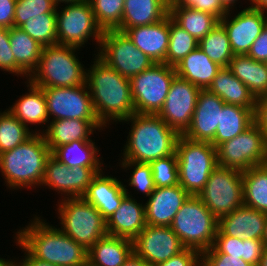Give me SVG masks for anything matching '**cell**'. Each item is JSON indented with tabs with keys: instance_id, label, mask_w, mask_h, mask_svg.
Wrapping results in <instances>:
<instances>
[{
	"instance_id": "1",
	"label": "cell",
	"mask_w": 267,
	"mask_h": 266,
	"mask_svg": "<svg viewBox=\"0 0 267 266\" xmlns=\"http://www.w3.org/2000/svg\"><path fill=\"white\" fill-rule=\"evenodd\" d=\"M86 70L88 86L95 114L104 126L121 122L135 113L130 79L123 77L97 55ZM111 120V121H110Z\"/></svg>"
},
{
	"instance_id": "2",
	"label": "cell",
	"mask_w": 267,
	"mask_h": 266,
	"mask_svg": "<svg viewBox=\"0 0 267 266\" xmlns=\"http://www.w3.org/2000/svg\"><path fill=\"white\" fill-rule=\"evenodd\" d=\"M40 218L34 216L29 225L16 232L17 246L55 266H87L88 250Z\"/></svg>"
},
{
	"instance_id": "3",
	"label": "cell",
	"mask_w": 267,
	"mask_h": 266,
	"mask_svg": "<svg viewBox=\"0 0 267 266\" xmlns=\"http://www.w3.org/2000/svg\"><path fill=\"white\" fill-rule=\"evenodd\" d=\"M131 122L122 161L150 163L176 152L180 134L158 115L134 113L121 121Z\"/></svg>"
},
{
	"instance_id": "4",
	"label": "cell",
	"mask_w": 267,
	"mask_h": 266,
	"mask_svg": "<svg viewBox=\"0 0 267 266\" xmlns=\"http://www.w3.org/2000/svg\"><path fill=\"white\" fill-rule=\"evenodd\" d=\"M51 155L42 133H34L25 142L0 154V170L10 189L41 186L45 163Z\"/></svg>"
},
{
	"instance_id": "5",
	"label": "cell",
	"mask_w": 267,
	"mask_h": 266,
	"mask_svg": "<svg viewBox=\"0 0 267 266\" xmlns=\"http://www.w3.org/2000/svg\"><path fill=\"white\" fill-rule=\"evenodd\" d=\"M80 48L49 45L42 48L37 68L28 78L40 87H75L86 83V69L75 52Z\"/></svg>"
},
{
	"instance_id": "6",
	"label": "cell",
	"mask_w": 267,
	"mask_h": 266,
	"mask_svg": "<svg viewBox=\"0 0 267 266\" xmlns=\"http://www.w3.org/2000/svg\"><path fill=\"white\" fill-rule=\"evenodd\" d=\"M179 185L198 196L218 167L217 151L210 142L192 141L180 135L176 143Z\"/></svg>"
},
{
	"instance_id": "7",
	"label": "cell",
	"mask_w": 267,
	"mask_h": 266,
	"mask_svg": "<svg viewBox=\"0 0 267 266\" xmlns=\"http://www.w3.org/2000/svg\"><path fill=\"white\" fill-rule=\"evenodd\" d=\"M170 228L186 248L202 253L213 246L218 219L198 196L190 195L174 216Z\"/></svg>"
},
{
	"instance_id": "8",
	"label": "cell",
	"mask_w": 267,
	"mask_h": 266,
	"mask_svg": "<svg viewBox=\"0 0 267 266\" xmlns=\"http://www.w3.org/2000/svg\"><path fill=\"white\" fill-rule=\"evenodd\" d=\"M63 198L57 208L61 230L89 250L97 240L108 234L106 220L83 197Z\"/></svg>"
},
{
	"instance_id": "9",
	"label": "cell",
	"mask_w": 267,
	"mask_h": 266,
	"mask_svg": "<svg viewBox=\"0 0 267 266\" xmlns=\"http://www.w3.org/2000/svg\"><path fill=\"white\" fill-rule=\"evenodd\" d=\"M175 76V67L165 63H154L133 76L130 83L135 113L157 115L164 105Z\"/></svg>"
},
{
	"instance_id": "10",
	"label": "cell",
	"mask_w": 267,
	"mask_h": 266,
	"mask_svg": "<svg viewBox=\"0 0 267 266\" xmlns=\"http://www.w3.org/2000/svg\"><path fill=\"white\" fill-rule=\"evenodd\" d=\"M242 171L218 166L198 197L219 219L244 205Z\"/></svg>"
},
{
	"instance_id": "11",
	"label": "cell",
	"mask_w": 267,
	"mask_h": 266,
	"mask_svg": "<svg viewBox=\"0 0 267 266\" xmlns=\"http://www.w3.org/2000/svg\"><path fill=\"white\" fill-rule=\"evenodd\" d=\"M56 9L57 44L81 48L90 37L100 46L103 30L96 22L89 0L67 4Z\"/></svg>"
},
{
	"instance_id": "12",
	"label": "cell",
	"mask_w": 267,
	"mask_h": 266,
	"mask_svg": "<svg viewBox=\"0 0 267 266\" xmlns=\"http://www.w3.org/2000/svg\"><path fill=\"white\" fill-rule=\"evenodd\" d=\"M218 166L246 171L267 164V145L260 127L254 122L233 139L216 147Z\"/></svg>"
},
{
	"instance_id": "13",
	"label": "cell",
	"mask_w": 267,
	"mask_h": 266,
	"mask_svg": "<svg viewBox=\"0 0 267 266\" xmlns=\"http://www.w3.org/2000/svg\"><path fill=\"white\" fill-rule=\"evenodd\" d=\"M98 48L97 56L128 79L154 64L124 32L118 30L104 31Z\"/></svg>"
},
{
	"instance_id": "14",
	"label": "cell",
	"mask_w": 267,
	"mask_h": 266,
	"mask_svg": "<svg viewBox=\"0 0 267 266\" xmlns=\"http://www.w3.org/2000/svg\"><path fill=\"white\" fill-rule=\"evenodd\" d=\"M42 89L47 101L49 121L52 117V120H98L86 83L75 87H46Z\"/></svg>"
},
{
	"instance_id": "15",
	"label": "cell",
	"mask_w": 267,
	"mask_h": 266,
	"mask_svg": "<svg viewBox=\"0 0 267 266\" xmlns=\"http://www.w3.org/2000/svg\"><path fill=\"white\" fill-rule=\"evenodd\" d=\"M200 88L175 76L162 109L157 114L169 127L182 135L190 126Z\"/></svg>"
},
{
	"instance_id": "16",
	"label": "cell",
	"mask_w": 267,
	"mask_h": 266,
	"mask_svg": "<svg viewBox=\"0 0 267 266\" xmlns=\"http://www.w3.org/2000/svg\"><path fill=\"white\" fill-rule=\"evenodd\" d=\"M186 247L170 226L146 225L133 240V251L150 266L176 256Z\"/></svg>"
},
{
	"instance_id": "17",
	"label": "cell",
	"mask_w": 267,
	"mask_h": 266,
	"mask_svg": "<svg viewBox=\"0 0 267 266\" xmlns=\"http://www.w3.org/2000/svg\"><path fill=\"white\" fill-rule=\"evenodd\" d=\"M230 15V11H228L219 22L227 31L231 50L234 55L247 54L252 43L266 26L267 14L260 9L249 6L237 15L235 14L233 18L231 17V20Z\"/></svg>"
},
{
	"instance_id": "18",
	"label": "cell",
	"mask_w": 267,
	"mask_h": 266,
	"mask_svg": "<svg viewBox=\"0 0 267 266\" xmlns=\"http://www.w3.org/2000/svg\"><path fill=\"white\" fill-rule=\"evenodd\" d=\"M96 174L89 167H67L51 154L45 163L41 186L59 191L58 194L61 192L66 198L83 197Z\"/></svg>"
},
{
	"instance_id": "19",
	"label": "cell",
	"mask_w": 267,
	"mask_h": 266,
	"mask_svg": "<svg viewBox=\"0 0 267 266\" xmlns=\"http://www.w3.org/2000/svg\"><path fill=\"white\" fill-rule=\"evenodd\" d=\"M225 102L208 89H201L187 130L182 134L192 141L211 142L220 124V112Z\"/></svg>"
},
{
	"instance_id": "20",
	"label": "cell",
	"mask_w": 267,
	"mask_h": 266,
	"mask_svg": "<svg viewBox=\"0 0 267 266\" xmlns=\"http://www.w3.org/2000/svg\"><path fill=\"white\" fill-rule=\"evenodd\" d=\"M189 196L179 184L155 188L145 203L147 225L170 226Z\"/></svg>"
},
{
	"instance_id": "21",
	"label": "cell",
	"mask_w": 267,
	"mask_h": 266,
	"mask_svg": "<svg viewBox=\"0 0 267 266\" xmlns=\"http://www.w3.org/2000/svg\"><path fill=\"white\" fill-rule=\"evenodd\" d=\"M124 33L154 63H165L169 38V14L161 21L126 29Z\"/></svg>"
},
{
	"instance_id": "22",
	"label": "cell",
	"mask_w": 267,
	"mask_h": 266,
	"mask_svg": "<svg viewBox=\"0 0 267 266\" xmlns=\"http://www.w3.org/2000/svg\"><path fill=\"white\" fill-rule=\"evenodd\" d=\"M267 214L242 206L218 219V229L226 236L262 240Z\"/></svg>"
},
{
	"instance_id": "23",
	"label": "cell",
	"mask_w": 267,
	"mask_h": 266,
	"mask_svg": "<svg viewBox=\"0 0 267 266\" xmlns=\"http://www.w3.org/2000/svg\"><path fill=\"white\" fill-rule=\"evenodd\" d=\"M102 173L104 174L101 171L93 177L83 198L107 220L119 208L122 200L128 194L122 181Z\"/></svg>"
},
{
	"instance_id": "24",
	"label": "cell",
	"mask_w": 267,
	"mask_h": 266,
	"mask_svg": "<svg viewBox=\"0 0 267 266\" xmlns=\"http://www.w3.org/2000/svg\"><path fill=\"white\" fill-rule=\"evenodd\" d=\"M122 200L119 208L106 220L107 233L112 236L134 240L145 228L146 213L145 204L137 203V200L128 193Z\"/></svg>"
},
{
	"instance_id": "25",
	"label": "cell",
	"mask_w": 267,
	"mask_h": 266,
	"mask_svg": "<svg viewBox=\"0 0 267 266\" xmlns=\"http://www.w3.org/2000/svg\"><path fill=\"white\" fill-rule=\"evenodd\" d=\"M49 122L46 130L37 133H42L51 153L57 147L75 140L93 141L89 138L93 131L104 127L99 120L59 119Z\"/></svg>"
},
{
	"instance_id": "26",
	"label": "cell",
	"mask_w": 267,
	"mask_h": 266,
	"mask_svg": "<svg viewBox=\"0 0 267 266\" xmlns=\"http://www.w3.org/2000/svg\"><path fill=\"white\" fill-rule=\"evenodd\" d=\"M168 14L169 0H125L118 31L155 24Z\"/></svg>"
},
{
	"instance_id": "27",
	"label": "cell",
	"mask_w": 267,
	"mask_h": 266,
	"mask_svg": "<svg viewBox=\"0 0 267 266\" xmlns=\"http://www.w3.org/2000/svg\"><path fill=\"white\" fill-rule=\"evenodd\" d=\"M133 252V241L107 234L87 253V266H121Z\"/></svg>"
},
{
	"instance_id": "28",
	"label": "cell",
	"mask_w": 267,
	"mask_h": 266,
	"mask_svg": "<svg viewBox=\"0 0 267 266\" xmlns=\"http://www.w3.org/2000/svg\"><path fill=\"white\" fill-rule=\"evenodd\" d=\"M222 67L214 63L199 47L175 66L176 75L200 89H208Z\"/></svg>"
},
{
	"instance_id": "29",
	"label": "cell",
	"mask_w": 267,
	"mask_h": 266,
	"mask_svg": "<svg viewBox=\"0 0 267 266\" xmlns=\"http://www.w3.org/2000/svg\"><path fill=\"white\" fill-rule=\"evenodd\" d=\"M211 93L216 94L225 103L255 109L256 98L249 88L242 83L228 67H222L208 87Z\"/></svg>"
},
{
	"instance_id": "30",
	"label": "cell",
	"mask_w": 267,
	"mask_h": 266,
	"mask_svg": "<svg viewBox=\"0 0 267 266\" xmlns=\"http://www.w3.org/2000/svg\"><path fill=\"white\" fill-rule=\"evenodd\" d=\"M9 41L15 58V75L28 78L38 66L43 46L15 26L9 28Z\"/></svg>"
},
{
	"instance_id": "31",
	"label": "cell",
	"mask_w": 267,
	"mask_h": 266,
	"mask_svg": "<svg viewBox=\"0 0 267 266\" xmlns=\"http://www.w3.org/2000/svg\"><path fill=\"white\" fill-rule=\"evenodd\" d=\"M29 83V84H28ZM28 92L19 97L9 110L22 124H48L47 101L43 89L27 81ZM28 123V124H27Z\"/></svg>"
},
{
	"instance_id": "32",
	"label": "cell",
	"mask_w": 267,
	"mask_h": 266,
	"mask_svg": "<svg viewBox=\"0 0 267 266\" xmlns=\"http://www.w3.org/2000/svg\"><path fill=\"white\" fill-rule=\"evenodd\" d=\"M228 68L257 99L267 95V64L256 61L247 54L234 55Z\"/></svg>"
},
{
	"instance_id": "33",
	"label": "cell",
	"mask_w": 267,
	"mask_h": 266,
	"mask_svg": "<svg viewBox=\"0 0 267 266\" xmlns=\"http://www.w3.org/2000/svg\"><path fill=\"white\" fill-rule=\"evenodd\" d=\"M254 112L255 109L225 103L220 112V124L210 143L216 148L222 142L241 134L255 122Z\"/></svg>"
},
{
	"instance_id": "34",
	"label": "cell",
	"mask_w": 267,
	"mask_h": 266,
	"mask_svg": "<svg viewBox=\"0 0 267 266\" xmlns=\"http://www.w3.org/2000/svg\"><path fill=\"white\" fill-rule=\"evenodd\" d=\"M99 151L93 141L75 140L57 147L51 154L67 167H89L99 173L103 171L101 168L103 163L98 156Z\"/></svg>"
},
{
	"instance_id": "35",
	"label": "cell",
	"mask_w": 267,
	"mask_h": 266,
	"mask_svg": "<svg viewBox=\"0 0 267 266\" xmlns=\"http://www.w3.org/2000/svg\"><path fill=\"white\" fill-rule=\"evenodd\" d=\"M264 249L263 240H243L226 236L218 229L213 246L202 253H224L243 258L246 262L257 266Z\"/></svg>"
},
{
	"instance_id": "36",
	"label": "cell",
	"mask_w": 267,
	"mask_h": 266,
	"mask_svg": "<svg viewBox=\"0 0 267 266\" xmlns=\"http://www.w3.org/2000/svg\"><path fill=\"white\" fill-rule=\"evenodd\" d=\"M244 206L267 214V164L243 171Z\"/></svg>"
},
{
	"instance_id": "37",
	"label": "cell",
	"mask_w": 267,
	"mask_h": 266,
	"mask_svg": "<svg viewBox=\"0 0 267 266\" xmlns=\"http://www.w3.org/2000/svg\"><path fill=\"white\" fill-rule=\"evenodd\" d=\"M169 15L197 41L205 37L219 22L214 15L190 7H169Z\"/></svg>"
},
{
	"instance_id": "38",
	"label": "cell",
	"mask_w": 267,
	"mask_h": 266,
	"mask_svg": "<svg viewBox=\"0 0 267 266\" xmlns=\"http://www.w3.org/2000/svg\"><path fill=\"white\" fill-rule=\"evenodd\" d=\"M198 47L221 67H228L234 56L227 31L220 22L199 41Z\"/></svg>"
},
{
	"instance_id": "39",
	"label": "cell",
	"mask_w": 267,
	"mask_h": 266,
	"mask_svg": "<svg viewBox=\"0 0 267 266\" xmlns=\"http://www.w3.org/2000/svg\"><path fill=\"white\" fill-rule=\"evenodd\" d=\"M36 131L29 130L9 110L0 112V154L14 149Z\"/></svg>"
},
{
	"instance_id": "40",
	"label": "cell",
	"mask_w": 267,
	"mask_h": 266,
	"mask_svg": "<svg viewBox=\"0 0 267 266\" xmlns=\"http://www.w3.org/2000/svg\"><path fill=\"white\" fill-rule=\"evenodd\" d=\"M169 29L170 38L165 64L175 67L184 57L198 47L199 41L177 25L170 15Z\"/></svg>"
},
{
	"instance_id": "41",
	"label": "cell",
	"mask_w": 267,
	"mask_h": 266,
	"mask_svg": "<svg viewBox=\"0 0 267 266\" xmlns=\"http://www.w3.org/2000/svg\"><path fill=\"white\" fill-rule=\"evenodd\" d=\"M95 19L99 27L104 31L118 30L121 27V19L125 0H89Z\"/></svg>"
},
{
	"instance_id": "42",
	"label": "cell",
	"mask_w": 267,
	"mask_h": 266,
	"mask_svg": "<svg viewBox=\"0 0 267 266\" xmlns=\"http://www.w3.org/2000/svg\"><path fill=\"white\" fill-rule=\"evenodd\" d=\"M56 9L53 0H16L14 26L21 27L29 18L56 17Z\"/></svg>"
},
{
	"instance_id": "43",
	"label": "cell",
	"mask_w": 267,
	"mask_h": 266,
	"mask_svg": "<svg viewBox=\"0 0 267 266\" xmlns=\"http://www.w3.org/2000/svg\"><path fill=\"white\" fill-rule=\"evenodd\" d=\"M20 28L43 47L57 44L56 17L29 18Z\"/></svg>"
},
{
	"instance_id": "44",
	"label": "cell",
	"mask_w": 267,
	"mask_h": 266,
	"mask_svg": "<svg viewBox=\"0 0 267 266\" xmlns=\"http://www.w3.org/2000/svg\"><path fill=\"white\" fill-rule=\"evenodd\" d=\"M155 188L179 184L178 161L176 152L170 156L149 163Z\"/></svg>"
},
{
	"instance_id": "45",
	"label": "cell",
	"mask_w": 267,
	"mask_h": 266,
	"mask_svg": "<svg viewBox=\"0 0 267 266\" xmlns=\"http://www.w3.org/2000/svg\"><path fill=\"white\" fill-rule=\"evenodd\" d=\"M121 162L122 164L120 167L123 169L129 170V168L131 169L133 167L131 177L128 180L130 181L128 185L138 189L137 191H140L149 197L155 190L150 164L135 161Z\"/></svg>"
},
{
	"instance_id": "46",
	"label": "cell",
	"mask_w": 267,
	"mask_h": 266,
	"mask_svg": "<svg viewBox=\"0 0 267 266\" xmlns=\"http://www.w3.org/2000/svg\"><path fill=\"white\" fill-rule=\"evenodd\" d=\"M169 7H190L210 13L218 20L228 12L219 0H169Z\"/></svg>"
},
{
	"instance_id": "47",
	"label": "cell",
	"mask_w": 267,
	"mask_h": 266,
	"mask_svg": "<svg viewBox=\"0 0 267 266\" xmlns=\"http://www.w3.org/2000/svg\"><path fill=\"white\" fill-rule=\"evenodd\" d=\"M201 266H253L243 258L224 253H201Z\"/></svg>"
},
{
	"instance_id": "48",
	"label": "cell",
	"mask_w": 267,
	"mask_h": 266,
	"mask_svg": "<svg viewBox=\"0 0 267 266\" xmlns=\"http://www.w3.org/2000/svg\"><path fill=\"white\" fill-rule=\"evenodd\" d=\"M0 69L15 75V58L10 46L9 29L0 28Z\"/></svg>"
},
{
	"instance_id": "49",
	"label": "cell",
	"mask_w": 267,
	"mask_h": 266,
	"mask_svg": "<svg viewBox=\"0 0 267 266\" xmlns=\"http://www.w3.org/2000/svg\"><path fill=\"white\" fill-rule=\"evenodd\" d=\"M154 266H201V253L192 248H186L176 256Z\"/></svg>"
},
{
	"instance_id": "50",
	"label": "cell",
	"mask_w": 267,
	"mask_h": 266,
	"mask_svg": "<svg viewBox=\"0 0 267 266\" xmlns=\"http://www.w3.org/2000/svg\"><path fill=\"white\" fill-rule=\"evenodd\" d=\"M247 55L256 61H267V24L259 37L252 43Z\"/></svg>"
},
{
	"instance_id": "51",
	"label": "cell",
	"mask_w": 267,
	"mask_h": 266,
	"mask_svg": "<svg viewBox=\"0 0 267 266\" xmlns=\"http://www.w3.org/2000/svg\"><path fill=\"white\" fill-rule=\"evenodd\" d=\"M254 118L255 123L260 127L263 133L264 141L267 145V95L256 99Z\"/></svg>"
},
{
	"instance_id": "52",
	"label": "cell",
	"mask_w": 267,
	"mask_h": 266,
	"mask_svg": "<svg viewBox=\"0 0 267 266\" xmlns=\"http://www.w3.org/2000/svg\"><path fill=\"white\" fill-rule=\"evenodd\" d=\"M15 5L16 0H0V28L14 26Z\"/></svg>"
},
{
	"instance_id": "53",
	"label": "cell",
	"mask_w": 267,
	"mask_h": 266,
	"mask_svg": "<svg viewBox=\"0 0 267 266\" xmlns=\"http://www.w3.org/2000/svg\"><path fill=\"white\" fill-rule=\"evenodd\" d=\"M23 252L25 253L24 259L20 260L19 263L16 260V266H55L54 264L32 257L26 250H23Z\"/></svg>"
},
{
	"instance_id": "54",
	"label": "cell",
	"mask_w": 267,
	"mask_h": 266,
	"mask_svg": "<svg viewBox=\"0 0 267 266\" xmlns=\"http://www.w3.org/2000/svg\"><path fill=\"white\" fill-rule=\"evenodd\" d=\"M121 266H150V265L133 251Z\"/></svg>"
},
{
	"instance_id": "55",
	"label": "cell",
	"mask_w": 267,
	"mask_h": 266,
	"mask_svg": "<svg viewBox=\"0 0 267 266\" xmlns=\"http://www.w3.org/2000/svg\"><path fill=\"white\" fill-rule=\"evenodd\" d=\"M251 7L260 9L261 11L267 13V0H249ZM266 10V11H265Z\"/></svg>"
},
{
	"instance_id": "56",
	"label": "cell",
	"mask_w": 267,
	"mask_h": 266,
	"mask_svg": "<svg viewBox=\"0 0 267 266\" xmlns=\"http://www.w3.org/2000/svg\"><path fill=\"white\" fill-rule=\"evenodd\" d=\"M238 0H219V2L221 3V5L227 10V11H232V8L234 7V3ZM233 6V7H232ZM231 9V10H230Z\"/></svg>"
},
{
	"instance_id": "57",
	"label": "cell",
	"mask_w": 267,
	"mask_h": 266,
	"mask_svg": "<svg viewBox=\"0 0 267 266\" xmlns=\"http://www.w3.org/2000/svg\"><path fill=\"white\" fill-rule=\"evenodd\" d=\"M257 266H267V248L263 250L261 259L259 260V263Z\"/></svg>"
},
{
	"instance_id": "58",
	"label": "cell",
	"mask_w": 267,
	"mask_h": 266,
	"mask_svg": "<svg viewBox=\"0 0 267 266\" xmlns=\"http://www.w3.org/2000/svg\"><path fill=\"white\" fill-rule=\"evenodd\" d=\"M16 260H5L4 258H0V266H16Z\"/></svg>"
},
{
	"instance_id": "59",
	"label": "cell",
	"mask_w": 267,
	"mask_h": 266,
	"mask_svg": "<svg viewBox=\"0 0 267 266\" xmlns=\"http://www.w3.org/2000/svg\"><path fill=\"white\" fill-rule=\"evenodd\" d=\"M57 6H59L61 3L63 4H70V3H75L81 0H53ZM59 4V5H58Z\"/></svg>"
},
{
	"instance_id": "60",
	"label": "cell",
	"mask_w": 267,
	"mask_h": 266,
	"mask_svg": "<svg viewBox=\"0 0 267 266\" xmlns=\"http://www.w3.org/2000/svg\"><path fill=\"white\" fill-rule=\"evenodd\" d=\"M262 240H263L265 248H267V220H266V223H265V231H264V236H263Z\"/></svg>"
}]
</instances>
